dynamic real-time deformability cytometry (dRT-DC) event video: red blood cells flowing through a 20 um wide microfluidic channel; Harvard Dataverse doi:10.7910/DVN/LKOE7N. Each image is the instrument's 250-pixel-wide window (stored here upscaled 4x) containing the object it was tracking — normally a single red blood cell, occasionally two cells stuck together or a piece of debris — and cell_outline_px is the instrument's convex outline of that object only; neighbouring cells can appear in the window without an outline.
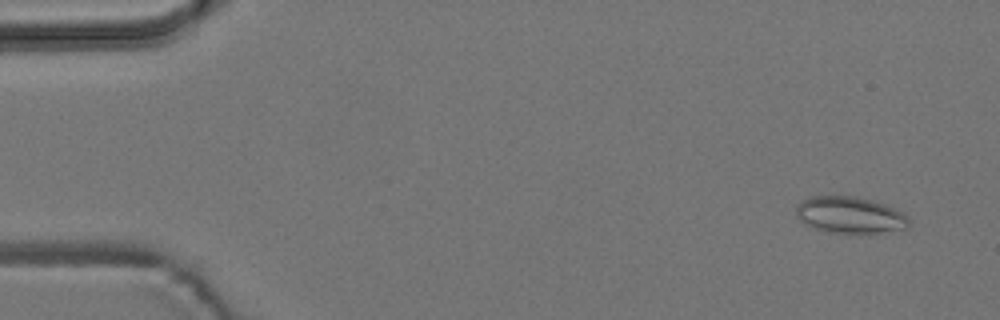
{"species": "common noctule bat (a hibernating species)", "species_latin": "Nyctalus noctula", "temperature_condition": "room temperature", "stored_images_in_passage": 8, "camera_frame_rate_fps": 3000, "um_per_image_px": 0.085, "animal": {"sex": "male", "body_mass_g": 19.2, "forearm_length_mm": 51.8}, "frame": {"image": 1, "passage_image": 1, "time_ms": 0.0, "image_size_px": [1000, 320], "cell_outline_px": [[908, 224], [904, 228], [868, 236], [856, 236], [832, 232], [812, 228], [804, 224], [796, 216], [796, 204], [812, 196], [856, 196], [872, 200], [896, 208], [904, 212], [908, 216]], "centroid_in_image_um": [72.26, 18.32], "position_along_channel_um": 12.7, "area_um2": 24.91}}
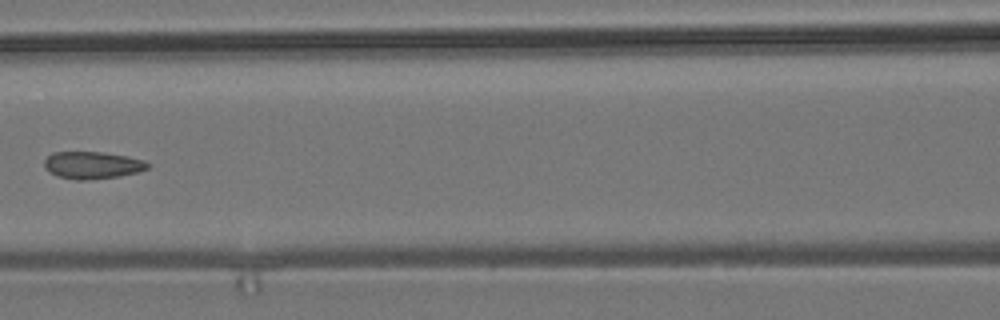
{"frame": {"image": 2, "passage_image": 7, "time_ms": 7.0, "image_size_px": [1000, 320], "cell_outline_px": [[148, 168], [136, 172], [120, 176], [88, 180], [76, 180], [60, 176], [48, 172], [44, 164], [44, 160], [52, 152], [104, 152], [128, 156], [144, 160], [148, 164]], "centroid_in_image_um": [7.84, 14.03], "position_along_channel_um": 158.8, "area_um2": 16.36}}
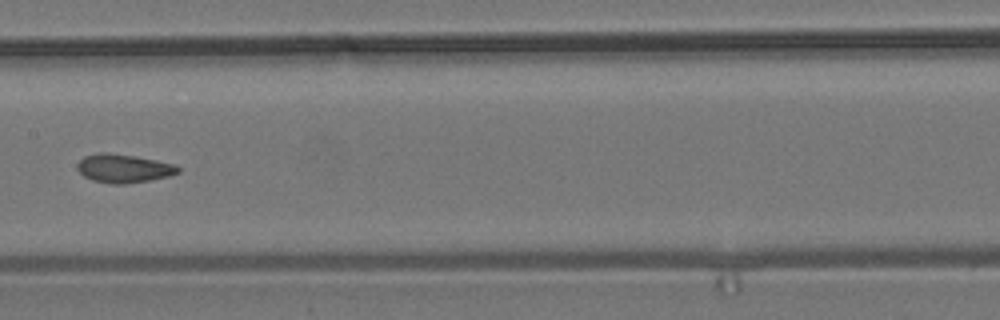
{"frame": {"image": 3, "passage_image": 8, "time_ms": 8.0, "image_size_px": [1000, 320], "cell_outline_px": [[180, 172], [168, 176], [148, 180], [124, 184], [112, 184], [92, 180], [84, 176], [76, 168], [76, 164], [84, 156], [96, 152], [108, 152], [136, 156], [176, 164], [180, 168]], "centroid_in_image_um": [10.49, 14.3], "position_along_channel_um": 196.9, "area_um2": 16.88}}